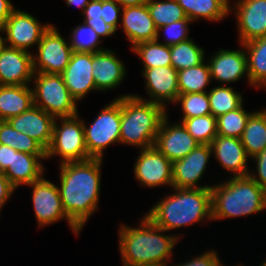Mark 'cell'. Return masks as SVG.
<instances>
[{
    "label": "cell",
    "instance_id": "1",
    "mask_svg": "<svg viewBox=\"0 0 266 266\" xmlns=\"http://www.w3.org/2000/svg\"><path fill=\"white\" fill-rule=\"evenodd\" d=\"M103 159L58 164L59 192L68 218L82 231L99 207Z\"/></svg>",
    "mask_w": 266,
    "mask_h": 266
},
{
    "label": "cell",
    "instance_id": "2",
    "mask_svg": "<svg viewBox=\"0 0 266 266\" xmlns=\"http://www.w3.org/2000/svg\"><path fill=\"white\" fill-rule=\"evenodd\" d=\"M141 217L135 227L121 223L118 228L122 266H169L174 258V247L184 234H170L145 214Z\"/></svg>",
    "mask_w": 266,
    "mask_h": 266
},
{
    "label": "cell",
    "instance_id": "3",
    "mask_svg": "<svg viewBox=\"0 0 266 266\" xmlns=\"http://www.w3.org/2000/svg\"><path fill=\"white\" fill-rule=\"evenodd\" d=\"M145 215L167 232L212 222L211 188H171Z\"/></svg>",
    "mask_w": 266,
    "mask_h": 266
},
{
    "label": "cell",
    "instance_id": "4",
    "mask_svg": "<svg viewBox=\"0 0 266 266\" xmlns=\"http://www.w3.org/2000/svg\"><path fill=\"white\" fill-rule=\"evenodd\" d=\"M212 220L235 219L266 210V190L249 175L222 179L211 187Z\"/></svg>",
    "mask_w": 266,
    "mask_h": 266
},
{
    "label": "cell",
    "instance_id": "5",
    "mask_svg": "<svg viewBox=\"0 0 266 266\" xmlns=\"http://www.w3.org/2000/svg\"><path fill=\"white\" fill-rule=\"evenodd\" d=\"M120 144L145 149L154 146L163 118L169 114L163 106L122 93Z\"/></svg>",
    "mask_w": 266,
    "mask_h": 266
},
{
    "label": "cell",
    "instance_id": "6",
    "mask_svg": "<svg viewBox=\"0 0 266 266\" xmlns=\"http://www.w3.org/2000/svg\"><path fill=\"white\" fill-rule=\"evenodd\" d=\"M31 86L34 105L54 118L79 114L77 101L71 96L61 74L34 72Z\"/></svg>",
    "mask_w": 266,
    "mask_h": 266
},
{
    "label": "cell",
    "instance_id": "7",
    "mask_svg": "<svg viewBox=\"0 0 266 266\" xmlns=\"http://www.w3.org/2000/svg\"><path fill=\"white\" fill-rule=\"evenodd\" d=\"M89 124L82 119L85 144L91 158L103 159L105 149L120 144L121 97L111 100Z\"/></svg>",
    "mask_w": 266,
    "mask_h": 266
},
{
    "label": "cell",
    "instance_id": "8",
    "mask_svg": "<svg viewBox=\"0 0 266 266\" xmlns=\"http://www.w3.org/2000/svg\"><path fill=\"white\" fill-rule=\"evenodd\" d=\"M53 157L60 158L59 164L91 159L86 148L84 127L79 114L55 118L52 141L46 150V160Z\"/></svg>",
    "mask_w": 266,
    "mask_h": 266
},
{
    "label": "cell",
    "instance_id": "9",
    "mask_svg": "<svg viewBox=\"0 0 266 266\" xmlns=\"http://www.w3.org/2000/svg\"><path fill=\"white\" fill-rule=\"evenodd\" d=\"M45 175L28 185L32 188L31 200L38 227L44 228L65 219L72 233L79 237L82 231L66 215L58 185L45 179Z\"/></svg>",
    "mask_w": 266,
    "mask_h": 266
},
{
    "label": "cell",
    "instance_id": "10",
    "mask_svg": "<svg viewBox=\"0 0 266 266\" xmlns=\"http://www.w3.org/2000/svg\"><path fill=\"white\" fill-rule=\"evenodd\" d=\"M34 51L35 53L32 52L34 72L48 74H61L68 65L73 52L69 40L62 36L52 23L43 33Z\"/></svg>",
    "mask_w": 266,
    "mask_h": 266
},
{
    "label": "cell",
    "instance_id": "11",
    "mask_svg": "<svg viewBox=\"0 0 266 266\" xmlns=\"http://www.w3.org/2000/svg\"><path fill=\"white\" fill-rule=\"evenodd\" d=\"M50 23H41L34 15L16 8L6 20L2 29L3 45L32 52L37 47L43 33L50 27Z\"/></svg>",
    "mask_w": 266,
    "mask_h": 266
},
{
    "label": "cell",
    "instance_id": "12",
    "mask_svg": "<svg viewBox=\"0 0 266 266\" xmlns=\"http://www.w3.org/2000/svg\"><path fill=\"white\" fill-rule=\"evenodd\" d=\"M133 166L134 177L142 188L173 187V162L155 146L139 149Z\"/></svg>",
    "mask_w": 266,
    "mask_h": 266
},
{
    "label": "cell",
    "instance_id": "13",
    "mask_svg": "<svg viewBox=\"0 0 266 266\" xmlns=\"http://www.w3.org/2000/svg\"><path fill=\"white\" fill-rule=\"evenodd\" d=\"M141 72V76L144 78V89L148 97L136 93L133 95L159 104L167 110L168 105H173L179 96L178 71L172 66H163L143 68Z\"/></svg>",
    "mask_w": 266,
    "mask_h": 266
},
{
    "label": "cell",
    "instance_id": "14",
    "mask_svg": "<svg viewBox=\"0 0 266 266\" xmlns=\"http://www.w3.org/2000/svg\"><path fill=\"white\" fill-rule=\"evenodd\" d=\"M230 0V14H234L238 43L244 44L266 36V0Z\"/></svg>",
    "mask_w": 266,
    "mask_h": 266
},
{
    "label": "cell",
    "instance_id": "15",
    "mask_svg": "<svg viewBox=\"0 0 266 266\" xmlns=\"http://www.w3.org/2000/svg\"><path fill=\"white\" fill-rule=\"evenodd\" d=\"M212 156L211 146L199 144L184 158L174 161L172 178L174 188H211V183L201 184Z\"/></svg>",
    "mask_w": 266,
    "mask_h": 266
},
{
    "label": "cell",
    "instance_id": "16",
    "mask_svg": "<svg viewBox=\"0 0 266 266\" xmlns=\"http://www.w3.org/2000/svg\"><path fill=\"white\" fill-rule=\"evenodd\" d=\"M238 48L235 50L220 48L207 57L212 81L218 82L219 85L230 86L247 78L249 87H252L247 72V56L243 44L241 43Z\"/></svg>",
    "mask_w": 266,
    "mask_h": 266
},
{
    "label": "cell",
    "instance_id": "17",
    "mask_svg": "<svg viewBox=\"0 0 266 266\" xmlns=\"http://www.w3.org/2000/svg\"><path fill=\"white\" fill-rule=\"evenodd\" d=\"M169 119L168 114L163 118L154 146L174 162L184 158L200 143L189 134L181 122H170Z\"/></svg>",
    "mask_w": 266,
    "mask_h": 266
},
{
    "label": "cell",
    "instance_id": "18",
    "mask_svg": "<svg viewBox=\"0 0 266 266\" xmlns=\"http://www.w3.org/2000/svg\"><path fill=\"white\" fill-rule=\"evenodd\" d=\"M92 70V53L73 51L68 65L61 73L71 96L78 104L89 93H97Z\"/></svg>",
    "mask_w": 266,
    "mask_h": 266
},
{
    "label": "cell",
    "instance_id": "19",
    "mask_svg": "<svg viewBox=\"0 0 266 266\" xmlns=\"http://www.w3.org/2000/svg\"><path fill=\"white\" fill-rule=\"evenodd\" d=\"M33 74L32 52L0 48V85H30Z\"/></svg>",
    "mask_w": 266,
    "mask_h": 266
},
{
    "label": "cell",
    "instance_id": "20",
    "mask_svg": "<svg viewBox=\"0 0 266 266\" xmlns=\"http://www.w3.org/2000/svg\"><path fill=\"white\" fill-rule=\"evenodd\" d=\"M212 156L220 167L229 173L230 177L247 176L250 168V157L241 142V139L217 135L210 144Z\"/></svg>",
    "mask_w": 266,
    "mask_h": 266
},
{
    "label": "cell",
    "instance_id": "21",
    "mask_svg": "<svg viewBox=\"0 0 266 266\" xmlns=\"http://www.w3.org/2000/svg\"><path fill=\"white\" fill-rule=\"evenodd\" d=\"M92 68V75L98 92L119 88L128 76L125 63L110 48L92 53Z\"/></svg>",
    "mask_w": 266,
    "mask_h": 266
},
{
    "label": "cell",
    "instance_id": "22",
    "mask_svg": "<svg viewBox=\"0 0 266 266\" xmlns=\"http://www.w3.org/2000/svg\"><path fill=\"white\" fill-rule=\"evenodd\" d=\"M17 131L27 134L47 150L52 141L55 118L35 105L7 120Z\"/></svg>",
    "mask_w": 266,
    "mask_h": 266
},
{
    "label": "cell",
    "instance_id": "23",
    "mask_svg": "<svg viewBox=\"0 0 266 266\" xmlns=\"http://www.w3.org/2000/svg\"><path fill=\"white\" fill-rule=\"evenodd\" d=\"M119 27L131 44L130 49L138 43L153 41L156 38L157 27L147 4L122 8Z\"/></svg>",
    "mask_w": 266,
    "mask_h": 266
},
{
    "label": "cell",
    "instance_id": "24",
    "mask_svg": "<svg viewBox=\"0 0 266 266\" xmlns=\"http://www.w3.org/2000/svg\"><path fill=\"white\" fill-rule=\"evenodd\" d=\"M44 160L46 161V155L28 154L12 148L11 165L3 174L17 190L39 180L46 173V167L42 163Z\"/></svg>",
    "mask_w": 266,
    "mask_h": 266
},
{
    "label": "cell",
    "instance_id": "25",
    "mask_svg": "<svg viewBox=\"0 0 266 266\" xmlns=\"http://www.w3.org/2000/svg\"><path fill=\"white\" fill-rule=\"evenodd\" d=\"M34 106L31 85H0V121H7Z\"/></svg>",
    "mask_w": 266,
    "mask_h": 266
},
{
    "label": "cell",
    "instance_id": "26",
    "mask_svg": "<svg viewBox=\"0 0 266 266\" xmlns=\"http://www.w3.org/2000/svg\"><path fill=\"white\" fill-rule=\"evenodd\" d=\"M194 23L200 19L219 22L230 15V0H176Z\"/></svg>",
    "mask_w": 266,
    "mask_h": 266
},
{
    "label": "cell",
    "instance_id": "27",
    "mask_svg": "<svg viewBox=\"0 0 266 266\" xmlns=\"http://www.w3.org/2000/svg\"><path fill=\"white\" fill-rule=\"evenodd\" d=\"M250 85L266 91V36L243 44Z\"/></svg>",
    "mask_w": 266,
    "mask_h": 266
},
{
    "label": "cell",
    "instance_id": "28",
    "mask_svg": "<svg viewBox=\"0 0 266 266\" xmlns=\"http://www.w3.org/2000/svg\"><path fill=\"white\" fill-rule=\"evenodd\" d=\"M240 139L250 158L266 148V113L263 109L254 110L250 115Z\"/></svg>",
    "mask_w": 266,
    "mask_h": 266
},
{
    "label": "cell",
    "instance_id": "29",
    "mask_svg": "<svg viewBox=\"0 0 266 266\" xmlns=\"http://www.w3.org/2000/svg\"><path fill=\"white\" fill-rule=\"evenodd\" d=\"M210 67L206 59L197 66L178 71L179 94L208 92L211 87Z\"/></svg>",
    "mask_w": 266,
    "mask_h": 266
},
{
    "label": "cell",
    "instance_id": "30",
    "mask_svg": "<svg viewBox=\"0 0 266 266\" xmlns=\"http://www.w3.org/2000/svg\"><path fill=\"white\" fill-rule=\"evenodd\" d=\"M170 54L171 66L177 71L197 66L207 57L205 49L193 38L170 46Z\"/></svg>",
    "mask_w": 266,
    "mask_h": 266
},
{
    "label": "cell",
    "instance_id": "31",
    "mask_svg": "<svg viewBox=\"0 0 266 266\" xmlns=\"http://www.w3.org/2000/svg\"><path fill=\"white\" fill-rule=\"evenodd\" d=\"M243 96L240 91H235L232 86L218 85L210 88L208 98L211 114L217 118L237 109L244 102Z\"/></svg>",
    "mask_w": 266,
    "mask_h": 266
},
{
    "label": "cell",
    "instance_id": "32",
    "mask_svg": "<svg viewBox=\"0 0 266 266\" xmlns=\"http://www.w3.org/2000/svg\"><path fill=\"white\" fill-rule=\"evenodd\" d=\"M131 49L143 68L171 66L170 46L156 40L138 43Z\"/></svg>",
    "mask_w": 266,
    "mask_h": 266
},
{
    "label": "cell",
    "instance_id": "33",
    "mask_svg": "<svg viewBox=\"0 0 266 266\" xmlns=\"http://www.w3.org/2000/svg\"><path fill=\"white\" fill-rule=\"evenodd\" d=\"M0 144L10 146L19 152L46 155V150L37 141L15 130L8 121H0Z\"/></svg>",
    "mask_w": 266,
    "mask_h": 266
},
{
    "label": "cell",
    "instance_id": "34",
    "mask_svg": "<svg viewBox=\"0 0 266 266\" xmlns=\"http://www.w3.org/2000/svg\"><path fill=\"white\" fill-rule=\"evenodd\" d=\"M68 33L69 44L75 52L95 53L107 49L103 47V40L86 22H81Z\"/></svg>",
    "mask_w": 266,
    "mask_h": 266
},
{
    "label": "cell",
    "instance_id": "35",
    "mask_svg": "<svg viewBox=\"0 0 266 266\" xmlns=\"http://www.w3.org/2000/svg\"><path fill=\"white\" fill-rule=\"evenodd\" d=\"M146 4L157 28L189 19L176 0H148Z\"/></svg>",
    "mask_w": 266,
    "mask_h": 266
},
{
    "label": "cell",
    "instance_id": "36",
    "mask_svg": "<svg viewBox=\"0 0 266 266\" xmlns=\"http://www.w3.org/2000/svg\"><path fill=\"white\" fill-rule=\"evenodd\" d=\"M242 103L237 109L225 113L216 118L217 135L240 139L245 130L248 118L254 111L244 109Z\"/></svg>",
    "mask_w": 266,
    "mask_h": 266
},
{
    "label": "cell",
    "instance_id": "37",
    "mask_svg": "<svg viewBox=\"0 0 266 266\" xmlns=\"http://www.w3.org/2000/svg\"><path fill=\"white\" fill-rule=\"evenodd\" d=\"M173 105L178 107L180 105L182 116H179L181 117L179 122L211 114L208 92L179 94Z\"/></svg>",
    "mask_w": 266,
    "mask_h": 266
},
{
    "label": "cell",
    "instance_id": "38",
    "mask_svg": "<svg viewBox=\"0 0 266 266\" xmlns=\"http://www.w3.org/2000/svg\"><path fill=\"white\" fill-rule=\"evenodd\" d=\"M181 123L200 144L210 145L217 136V121L212 114L184 119Z\"/></svg>",
    "mask_w": 266,
    "mask_h": 266
},
{
    "label": "cell",
    "instance_id": "39",
    "mask_svg": "<svg viewBox=\"0 0 266 266\" xmlns=\"http://www.w3.org/2000/svg\"><path fill=\"white\" fill-rule=\"evenodd\" d=\"M193 24L190 19H182L171 24L157 28L155 40L166 45L173 46L182 41L190 39V28L189 25ZM163 32V33H162ZM162 34L164 39L160 41L159 37ZM164 40V42H163Z\"/></svg>",
    "mask_w": 266,
    "mask_h": 266
},
{
    "label": "cell",
    "instance_id": "40",
    "mask_svg": "<svg viewBox=\"0 0 266 266\" xmlns=\"http://www.w3.org/2000/svg\"><path fill=\"white\" fill-rule=\"evenodd\" d=\"M218 252L215 249H209L195 255L196 257H190L184 262L173 263L170 266H222L224 262L219 258Z\"/></svg>",
    "mask_w": 266,
    "mask_h": 266
},
{
    "label": "cell",
    "instance_id": "41",
    "mask_svg": "<svg viewBox=\"0 0 266 266\" xmlns=\"http://www.w3.org/2000/svg\"><path fill=\"white\" fill-rule=\"evenodd\" d=\"M122 8L115 0H102V18L116 32L121 22Z\"/></svg>",
    "mask_w": 266,
    "mask_h": 266
},
{
    "label": "cell",
    "instance_id": "42",
    "mask_svg": "<svg viewBox=\"0 0 266 266\" xmlns=\"http://www.w3.org/2000/svg\"><path fill=\"white\" fill-rule=\"evenodd\" d=\"M254 161L255 168L249 170V176L263 189L266 190V148L250 158ZM253 169V170H252Z\"/></svg>",
    "mask_w": 266,
    "mask_h": 266
},
{
    "label": "cell",
    "instance_id": "43",
    "mask_svg": "<svg viewBox=\"0 0 266 266\" xmlns=\"http://www.w3.org/2000/svg\"><path fill=\"white\" fill-rule=\"evenodd\" d=\"M83 16V22H98L103 20L102 18V0H90L89 3L80 12Z\"/></svg>",
    "mask_w": 266,
    "mask_h": 266
},
{
    "label": "cell",
    "instance_id": "44",
    "mask_svg": "<svg viewBox=\"0 0 266 266\" xmlns=\"http://www.w3.org/2000/svg\"><path fill=\"white\" fill-rule=\"evenodd\" d=\"M16 189L11 185L8 178L0 172V206L5 207Z\"/></svg>",
    "mask_w": 266,
    "mask_h": 266
},
{
    "label": "cell",
    "instance_id": "45",
    "mask_svg": "<svg viewBox=\"0 0 266 266\" xmlns=\"http://www.w3.org/2000/svg\"><path fill=\"white\" fill-rule=\"evenodd\" d=\"M86 23L94 29V31L99 37H101L102 40H104V38L106 39V37L108 38L115 36V34L117 33L111 26L106 24L104 20Z\"/></svg>",
    "mask_w": 266,
    "mask_h": 266
},
{
    "label": "cell",
    "instance_id": "46",
    "mask_svg": "<svg viewBox=\"0 0 266 266\" xmlns=\"http://www.w3.org/2000/svg\"><path fill=\"white\" fill-rule=\"evenodd\" d=\"M15 9L14 4L10 0H0V29H3L6 20Z\"/></svg>",
    "mask_w": 266,
    "mask_h": 266
},
{
    "label": "cell",
    "instance_id": "47",
    "mask_svg": "<svg viewBox=\"0 0 266 266\" xmlns=\"http://www.w3.org/2000/svg\"><path fill=\"white\" fill-rule=\"evenodd\" d=\"M12 160V147L0 144V172H4Z\"/></svg>",
    "mask_w": 266,
    "mask_h": 266
},
{
    "label": "cell",
    "instance_id": "48",
    "mask_svg": "<svg viewBox=\"0 0 266 266\" xmlns=\"http://www.w3.org/2000/svg\"><path fill=\"white\" fill-rule=\"evenodd\" d=\"M121 7H132L146 4L148 0H115Z\"/></svg>",
    "mask_w": 266,
    "mask_h": 266
},
{
    "label": "cell",
    "instance_id": "49",
    "mask_svg": "<svg viewBox=\"0 0 266 266\" xmlns=\"http://www.w3.org/2000/svg\"><path fill=\"white\" fill-rule=\"evenodd\" d=\"M67 7L76 6L83 13L84 8L89 3L90 0H64Z\"/></svg>",
    "mask_w": 266,
    "mask_h": 266
},
{
    "label": "cell",
    "instance_id": "50",
    "mask_svg": "<svg viewBox=\"0 0 266 266\" xmlns=\"http://www.w3.org/2000/svg\"><path fill=\"white\" fill-rule=\"evenodd\" d=\"M2 29H0V48L3 46V36Z\"/></svg>",
    "mask_w": 266,
    "mask_h": 266
},
{
    "label": "cell",
    "instance_id": "51",
    "mask_svg": "<svg viewBox=\"0 0 266 266\" xmlns=\"http://www.w3.org/2000/svg\"><path fill=\"white\" fill-rule=\"evenodd\" d=\"M262 263H260V265L259 266H266V257H265V259L263 260V261H261Z\"/></svg>",
    "mask_w": 266,
    "mask_h": 266
}]
</instances>
